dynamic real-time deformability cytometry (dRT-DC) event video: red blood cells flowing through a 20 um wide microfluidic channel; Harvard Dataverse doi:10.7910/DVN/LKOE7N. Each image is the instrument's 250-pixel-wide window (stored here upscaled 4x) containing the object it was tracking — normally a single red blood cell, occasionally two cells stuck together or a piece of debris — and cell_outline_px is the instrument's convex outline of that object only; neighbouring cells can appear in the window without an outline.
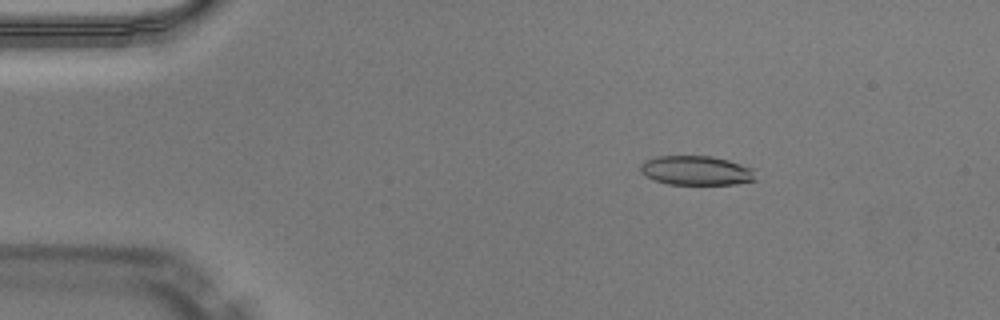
{"species": "Egyptian fruit bat (a non-hibernating species)", "species_latin": "Rousettus aegyptiacus", "temperature_condition": "warm", "stored_images_in_passage": 41, "camera_frame_rate_fps": 3000, "um_per_image_px": 0.085, "animal": {"sex": "male"}, "frame": {"image": 1, "passage_image": 8, "time_ms": 2.333, "image_size_px": [1000, 320], "cell_outline_px": [[756, 180], [736, 184], [668, 184], [656, 180], [640, 172], [640, 164], [644, 160], [656, 156], [712, 156], [728, 160], [756, 168]], "centroid_in_image_um": [59.23, 14.48], "position_along_channel_um": 25.8, "area_um2": 19.88}}
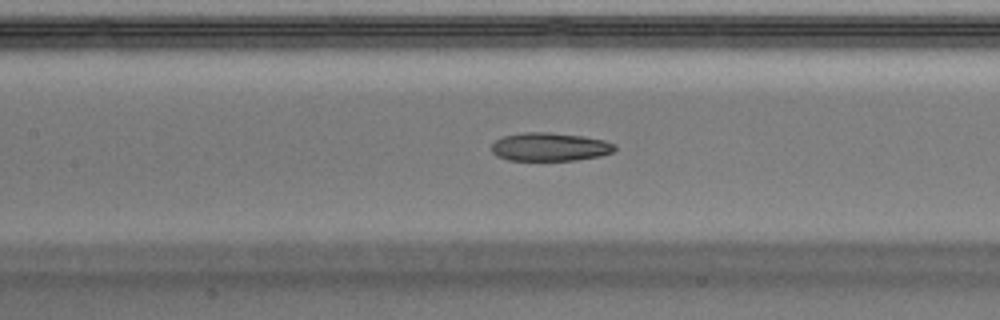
{"frame": {"image": 2, "passage_image": 23, "time_ms": 7.333, "image_size_px": [1000, 320], "cell_outline_px": [[616, 148], [612, 152], [600, 156], [576, 160], [508, 160], [496, 156], [492, 152], [492, 144], [496, 140], [504, 136], [524, 132], [552, 132], [584, 136], [604, 140], [616, 144]], "centroid_in_image_um": [46.75, 12.48], "position_along_channel_um": 160.7, "area_um2": 20.46}}
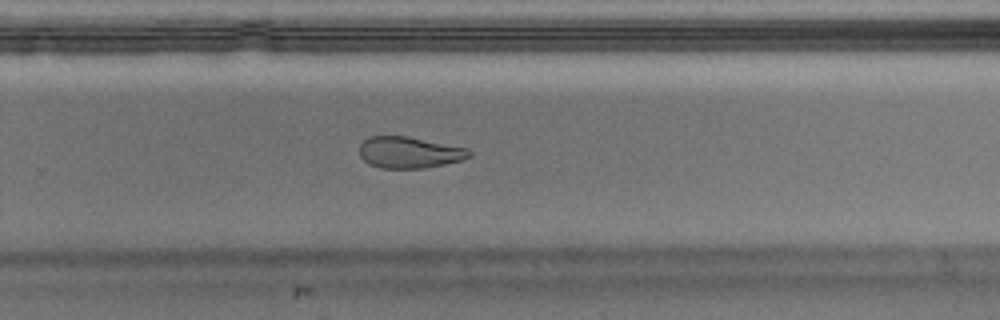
{"frame": {"image": 3, "passage_image": 33, "time_ms": 10.667, "image_size_px": [1000, 320], "cell_outline_px": [[472, 156], [460, 160], [444, 164], [424, 168], [380, 168], [368, 164], [360, 156], [360, 144], [368, 136], [408, 136], [468, 148], [472, 152]], "centroid_in_image_um": [34.79, 12.95], "position_along_channel_um": 295.0, "area_um2": 20.17}, "authors_computed_cell_mechanics": {"area_um2": 20.808, "velocity_mm_per_s": 4.0413, "shape_relaxation_time_tau1_ms": null, "shape_relaxation_time_tau2_ms": 3.1946, "deformation_change_tau1": null, "deformation_change_tau2": 0.1092}}